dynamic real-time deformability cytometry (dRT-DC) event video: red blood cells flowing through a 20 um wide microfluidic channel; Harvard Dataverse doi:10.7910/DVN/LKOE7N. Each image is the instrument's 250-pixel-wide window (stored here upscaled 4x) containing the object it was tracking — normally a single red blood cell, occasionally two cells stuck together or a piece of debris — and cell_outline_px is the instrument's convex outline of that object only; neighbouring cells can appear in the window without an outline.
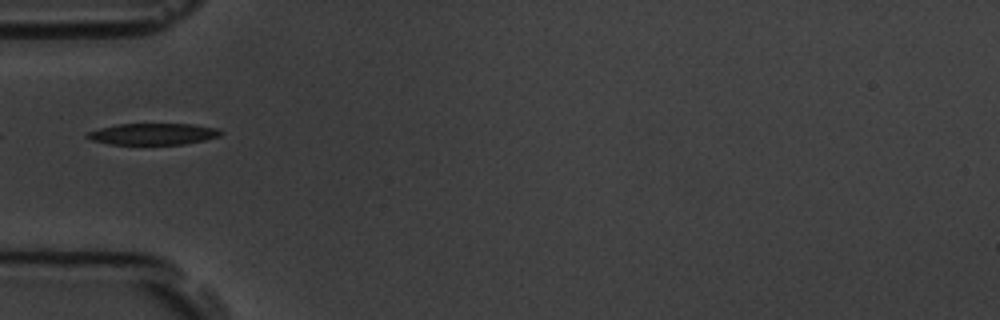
{"species": "common noctule bat (a hibernating species)", "species_latin": "Nyctalus noctula", "temperature_condition": "room temperature", "stored_images_in_passage": 3, "camera_frame_rate_fps": 3000, "um_per_image_px": 0.085, "animal": {"sex": "male", "body_mass_g": 19.5, "forearm_length_mm": 54.6}, "frame": {"image": 1, "passage_image": 2, "time_ms": 1.333, "image_size_px": [1000, 320], "cell_outline_px": [[224, 132], [220, 136], [204, 140], [184, 144], [108, 144], [92, 140], [84, 136], [88, 132], [100, 128], [120, 124], [192, 124], [220, 128]], "centroid_in_image_um": [13.06, 11.39], "position_along_channel_um": 71.9, "area_um2": 16.7}}
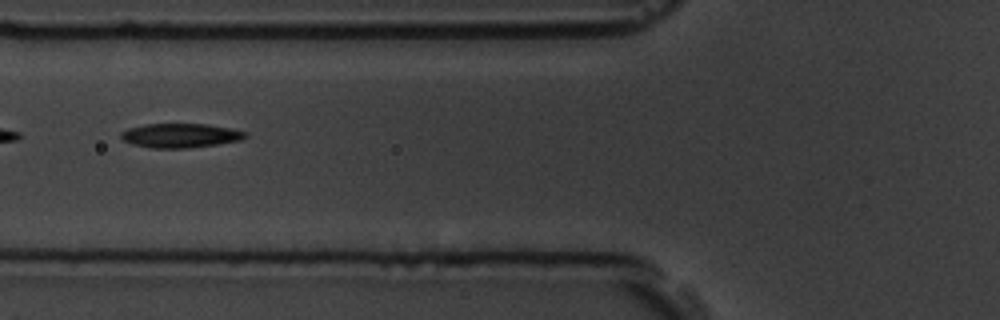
{"frame": {"image": 2, "passage_image": 3, "time_ms": 2.333, "image_size_px": [1000, 320], "cell_outline_px": [[248, 136], [240, 140], [216, 144], [188, 148], [152, 148], [132, 144], [124, 140], [120, 136], [120, 132], [128, 128], [144, 124], [208, 124], [248, 132]], "centroid_in_image_um": [15.32, 11.51], "position_along_channel_um": 110.5, "area_um2": 17.51}}